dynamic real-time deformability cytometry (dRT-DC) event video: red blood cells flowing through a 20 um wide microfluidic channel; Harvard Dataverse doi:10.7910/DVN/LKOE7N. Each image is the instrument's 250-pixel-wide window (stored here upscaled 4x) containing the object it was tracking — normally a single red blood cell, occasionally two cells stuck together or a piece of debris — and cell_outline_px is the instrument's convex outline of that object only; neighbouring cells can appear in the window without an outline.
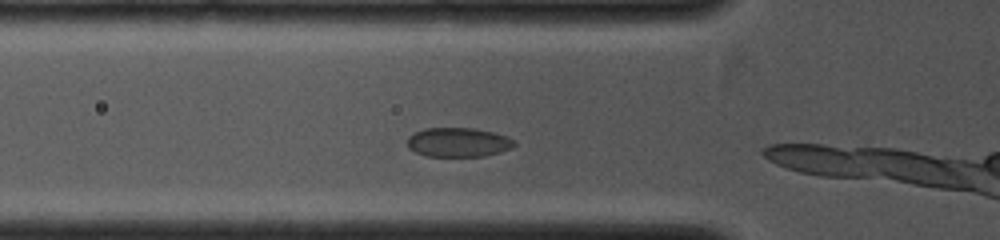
{"species": "common noctule bat (a hibernating species)", "species_latin": "Nyctalus noctula", "temperature_condition": "cold", "stored_images_in_passage": 8, "camera_frame_rate_fps": 4000, "um_per_image_px": 0.085, "animal": {"sex": "female", "body_mass_g": 19.0, "forearm_length_mm": 53.3}, "frame": {"image": 1, "passage_image": 5, "time_ms": 1.0, "image_size_px": [1000, 240], "cell_outline_px": [[516, 144], [512, 148], [500, 152], [484, 156], [428, 156], [416, 152], [408, 148], [408, 136], [412, 132], [424, 128], [476, 128], [492, 132], [504, 136], [512, 140]], "centroid_in_image_um": [38.91, 12.09], "position_along_channel_um": 86.9, "area_um2": 18.21}}